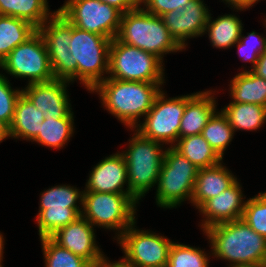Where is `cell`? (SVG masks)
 <instances>
[{
	"instance_id": "42",
	"label": "cell",
	"mask_w": 266,
	"mask_h": 267,
	"mask_svg": "<svg viewBox=\"0 0 266 267\" xmlns=\"http://www.w3.org/2000/svg\"><path fill=\"white\" fill-rule=\"evenodd\" d=\"M4 243H5L4 235L0 231V266L1 267H3V265H2L3 262L2 261H3V258H4L3 257L4 256L3 253H4V249H5L4 248V245H5Z\"/></svg>"
},
{
	"instance_id": "8",
	"label": "cell",
	"mask_w": 266,
	"mask_h": 267,
	"mask_svg": "<svg viewBox=\"0 0 266 267\" xmlns=\"http://www.w3.org/2000/svg\"><path fill=\"white\" fill-rule=\"evenodd\" d=\"M164 63L155 55L117 38L109 47L108 78L122 81L166 83Z\"/></svg>"
},
{
	"instance_id": "24",
	"label": "cell",
	"mask_w": 266,
	"mask_h": 267,
	"mask_svg": "<svg viewBox=\"0 0 266 267\" xmlns=\"http://www.w3.org/2000/svg\"><path fill=\"white\" fill-rule=\"evenodd\" d=\"M228 86L232 102L258 104L266 107V80L251 71H240L230 80Z\"/></svg>"
},
{
	"instance_id": "9",
	"label": "cell",
	"mask_w": 266,
	"mask_h": 267,
	"mask_svg": "<svg viewBox=\"0 0 266 267\" xmlns=\"http://www.w3.org/2000/svg\"><path fill=\"white\" fill-rule=\"evenodd\" d=\"M83 192L73 185L61 184L40 193L39 211L35 218L39 238L50 237L81 216Z\"/></svg>"
},
{
	"instance_id": "13",
	"label": "cell",
	"mask_w": 266,
	"mask_h": 267,
	"mask_svg": "<svg viewBox=\"0 0 266 267\" xmlns=\"http://www.w3.org/2000/svg\"><path fill=\"white\" fill-rule=\"evenodd\" d=\"M57 11L77 28L109 39L117 37L123 14L100 0H65Z\"/></svg>"
},
{
	"instance_id": "18",
	"label": "cell",
	"mask_w": 266,
	"mask_h": 267,
	"mask_svg": "<svg viewBox=\"0 0 266 267\" xmlns=\"http://www.w3.org/2000/svg\"><path fill=\"white\" fill-rule=\"evenodd\" d=\"M82 215L65 227L60 228L50 238L63 248L78 255L92 265L105 253L97 245L96 229Z\"/></svg>"
},
{
	"instance_id": "17",
	"label": "cell",
	"mask_w": 266,
	"mask_h": 267,
	"mask_svg": "<svg viewBox=\"0 0 266 267\" xmlns=\"http://www.w3.org/2000/svg\"><path fill=\"white\" fill-rule=\"evenodd\" d=\"M239 181L241 180H237L231 187L207 200L198 209L199 215H202L199 227L203 232L211 226L242 219L247 200Z\"/></svg>"
},
{
	"instance_id": "36",
	"label": "cell",
	"mask_w": 266,
	"mask_h": 267,
	"mask_svg": "<svg viewBox=\"0 0 266 267\" xmlns=\"http://www.w3.org/2000/svg\"><path fill=\"white\" fill-rule=\"evenodd\" d=\"M190 0H140V5L149 13L162 16L174 10H182Z\"/></svg>"
},
{
	"instance_id": "31",
	"label": "cell",
	"mask_w": 266,
	"mask_h": 267,
	"mask_svg": "<svg viewBox=\"0 0 266 267\" xmlns=\"http://www.w3.org/2000/svg\"><path fill=\"white\" fill-rule=\"evenodd\" d=\"M210 257L211 249L207 254L205 249L175 241L171 245L166 267H209Z\"/></svg>"
},
{
	"instance_id": "26",
	"label": "cell",
	"mask_w": 266,
	"mask_h": 267,
	"mask_svg": "<svg viewBox=\"0 0 266 267\" xmlns=\"http://www.w3.org/2000/svg\"><path fill=\"white\" fill-rule=\"evenodd\" d=\"M234 132L257 131L266 123V107L258 104L230 102L220 109Z\"/></svg>"
},
{
	"instance_id": "37",
	"label": "cell",
	"mask_w": 266,
	"mask_h": 267,
	"mask_svg": "<svg viewBox=\"0 0 266 267\" xmlns=\"http://www.w3.org/2000/svg\"><path fill=\"white\" fill-rule=\"evenodd\" d=\"M103 3L116 7L122 13L137 8L140 5V0H100Z\"/></svg>"
},
{
	"instance_id": "4",
	"label": "cell",
	"mask_w": 266,
	"mask_h": 267,
	"mask_svg": "<svg viewBox=\"0 0 266 267\" xmlns=\"http://www.w3.org/2000/svg\"><path fill=\"white\" fill-rule=\"evenodd\" d=\"M126 150L121 151L127 165L128 188L138 200L157 185L167 146L143 137L135 129ZM166 146V147H165Z\"/></svg>"
},
{
	"instance_id": "39",
	"label": "cell",
	"mask_w": 266,
	"mask_h": 267,
	"mask_svg": "<svg viewBox=\"0 0 266 267\" xmlns=\"http://www.w3.org/2000/svg\"><path fill=\"white\" fill-rule=\"evenodd\" d=\"M251 72L266 80V50L260 54L258 61Z\"/></svg>"
},
{
	"instance_id": "11",
	"label": "cell",
	"mask_w": 266,
	"mask_h": 267,
	"mask_svg": "<svg viewBox=\"0 0 266 267\" xmlns=\"http://www.w3.org/2000/svg\"><path fill=\"white\" fill-rule=\"evenodd\" d=\"M161 90L152 108L135 128L143 137L172 147L179 139L181 119L186 107V95L168 98Z\"/></svg>"
},
{
	"instance_id": "27",
	"label": "cell",
	"mask_w": 266,
	"mask_h": 267,
	"mask_svg": "<svg viewBox=\"0 0 266 267\" xmlns=\"http://www.w3.org/2000/svg\"><path fill=\"white\" fill-rule=\"evenodd\" d=\"M74 112L71 110L64 118L53 119L45 118L41 123L42 127L39 128V134L31 141L36 142L39 145L60 150L68 141L75 132L74 127Z\"/></svg>"
},
{
	"instance_id": "20",
	"label": "cell",
	"mask_w": 266,
	"mask_h": 267,
	"mask_svg": "<svg viewBox=\"0 0 266 267\" xmlns=\"http://www.w3.org/2000/svg\"><path fill=\"white\" fill-rule=\"evenodd\" d=\"M215 91L212 88V90L208 89L186 95V107L181 119L179 138L202 133L208 120L217 110L218 103L216 102Z\"/></svg>"
},
{
	"instance_id": "25",
	"label": "cell",
	"mask_w": 266,
	"mask_h": 267,
	"mask_svg": "<svg viewBox=\"0 0 266 267\" xmlns=\"http://www.w3.org/2000/svg\"><path fill=\"white\" fill-rule=\"evenodd\" d=\"M47 0H0V15L25 20L39 29L56 11Z\"/></svg>"
},
{
	"instance_id": "38",
	"label": "cell",
	"mask_w": 266,
	"mask_h": 267,
	"mask_svg": "<svg viewBox=\"0 0 266 267\" xmlns=\"http://www.w3.org/2000/svg\"><path fill=\"white\" fill-rule=\"evenodd\" d=\"M260 0H222L221 2L228 4V7L230 9H233V11H246V9H250L254 6V4L258 3Z\"/></svg>"
},
{
	"instance_id": "35",
	"label": "cell",
	"mask_w": 266,
	"mask_h": 267,
	"mask_svg": "<svg viewBox=\"0 0 266 267\" xmlns=\"http://www.w3.org/2000/svg\"><path fill=\"white\" fill-rule=\"evenodd\" d=\"M5 73H0V119L8 126L11 125L14 118L15 105L22 94V88H12Z\"/></svg>"
},
{
	"instance_id": "6",
	"label": "cell",
	"mask_w": 266,
	"mask_h": 267,
	"mask_svg": "<svg viewBox=\"0 0 266 267\" xmlns=\"http://www.w3.org/2000/svg\"><path fill=\"white\" fill-rule=\"evenodd\" d=\"M111 40L72 25L69 44L72 63H77V81L88 92L107 78Z\"/></svg>"
},
{
	"instance_id": "3",
	"label": "cell",
	"mask_w": 266,
	"mask_h": 267,
	"mask_svg": "<svg viewBox=\"0 0 266 267\" xmlns=\"http://www.w3.org/2000/svg\"><path fill=\"white\" fill-rule=\"evenodd\" d=\"M116 38L155 55L162 62L166 54L185 51L170 34L163 19L147 12L141 5L122 14Z\"/></svg>"
},
{
	"instance_id": "15",
	"label": "cell",
	"mask_w": 266,
	"mask_h": 267,
	"mask_svg": "<svg viewBox=\"0 0 266 267\" xmlns=\"http://www.w3.org/2000/svg\"><path fill=\"white\" fill-rule=\"evenodd\" d=\"M210 11L204 0H190L182 10L161 16L174 39L186 50L188 40L204 36Z\"/></svg>"
},
{
	"instance_id": "22",
	"label": "cell",
	"mask_w": 266,
	"mask_h": 267,
	"mask_svg": "<svg viewBox=\"0 0 266 267\" xmlns=\"http://www.w3.org/2000/svg\"><path fill=\"white\" fill-rule=\"evenodd\" d=\"M45 115L22 93L15 105L14 118L9 126L10 138L32 141L38 134Z\"/></svg>"
},
{
	"instance_id": "1",
	"label": "cell",
	"mask_w": 266,
	"mask_h": 267,
	"mask_svg": "<svg viewBox=\"0 0 266 267\" xmlns=\"http://www.w3.org/2000/svg\"><path fill=\"white\" fill-rule=\"evenodd\" d=\"M213 258L227 262V267H242L266 262V238L243 219L220 223L206 229Z\"/></svg>"
},
{
	"instance_id": "33",
	"label": "cell",
	"mask_w": 266,
	"mask_h": 267,
	"mask_svg": "<svg viewBox=\"0 0 266 267\" xmlns=\"http://www.w3.org/2000/svg\"><path fill=\"white\" fill-rule=\"evenodd\" d=\"M263 21V26L266 28V18ZM246 34L247 35L244 36V34L241 33L239 41L234 44V46H237L235 48H237L240 60L251 64V67H248L250 69L242 68L241 72L251 71L257 63L260 54L266 50V35L264 37V35L262 36L256 31L247 32Z\"/></svg>"
},
{
	"instance_id": "28",
	"label": "cell",
	"mask_w": 266,
	"mask_h": 267,
	"mask_svg": "<svg viewBox=\"0 0 266 267\" xmlns=\"http://www.w3.org/2000/svg\"><path fill=\"white\" fill-rule=\"evenodd\" d=\"M172 147L198 169L214 166L224 160L201 134L179 138Z\"/></svg>"
},
{
	"instance_id": "32",
	"label": "cell",
	"mask_w": 266,
	"mask_h": 267,
	"mask_svg": "<svg viewBox=\"0 0 266 267\" xmlns=\"http://www.w3.org/2000/svg\"><path fill=\"white\" fill-rule=\"evenodd\" d=\"M45 267H92L84 258L55 243L50 237L40 238Z\"/></svg>"
},
{
	"instance_id": "2",
	"label": "cell",
	"mask_w": 266,
	"mask_h": 267,
	"mask_svg": "<svg viewBox=\"0 0 266 267\" xmlns=\"http://www.w3.org/2000/svg\"><path fill=\"white\" fill-rule=\"evenodd\" d=\"M164 83L122 81L106 78L90 93L98 94L101 105L126 128L135 129L152 108Z\"/></svg>"
},
{
	"instance_id": "29",
	"label": "cell",
	"mask_w": 266,
	"mask_h": 267,
	"mask_svg": "<svg viewBox=\"0 0 266 267\" xmlns=\"http://www.w3.org/2000/svg\"><path fill=\"white\" fill-rule=\"evenodd\" d=\"M37 31L36 27L25 20L0 15V62Z\"/></svg>"
},
{
	"instance_id": "30",
	"label": "cell",
	"mask_w": 266,
	"mask_h": 267,
	"mask_svg": "<svg viewBox=\"0 0 266 267\" xmlns=\"http://www.w3.org/2000/svg\"><path fill=\"white\" fill-rule=\"evenodd\" d=\"M234 130L229 125L226 116L218 109L208 120L201 135L214 151L223 159L224 153L234 139Z\"/></svg>"
},
{
	"instance_id": "19",
	"label": "cell",
	"mask_w": 266,
	"mask_h": 267,
	"mask_svg": "<svg viewBox=\"0 0 266 267\" xmlns=\"http://www.w3.org/2000/svg\"><path fill=\"white\" fill-rule=\"evenodd\" d=\"M86 181L84 192L130 193L123 154L118 151L99 161Z\"/></svg>"
},
{
	"instance_id": "12",
	"label": "cell",
	"mask_w": 266,
	"mask_h": 267,
	"mask_svg": "<svg viewBox=\"0 0 266 267\" xmlns=\"http://www.w3.org/2000/svg\"><path fill=\"white\" fill-rule=\"evenodd\" d=\"M136 221L117 239L122 258L131 267H166L174 241L159 233L138 229Z\"/></svg>"
},
{
	"instance_id": "40",
	"label": "cell",
	"mask_w": 266,
	"mask_h": 267,
	"mask_svg": "<svg viewBox=\"0 0 266 267\" xmlns=\"http://www.w3.org/2000/svg\"><path fill=\"white\" fill-rule=\"evenodd\" d=\"M92 267H131L123 258L119 261L111 262L109 258L104 255L100 260H98Z\"/></svg>"
},
{
	"instance_id": "7",
	"label": "cell",
	"mask_w": 266,
	"mask_h": 267,
	"mask_svg": "<svg viewBox=\"0 0 266 267\" xmlns=\"http://www.w3.org/2000/svg\"><path fill=\"white\" fill-rule=\"evenodd\" d=\"M198 168L173 147H167L160 169L155 201L163 209L191 203Z\"/></svg>"
},
{
	"instance_id": "10",
	"label": "cell",
	"mask_w": 266,
	"mask_h": 267,
	"mask_svg": "<svg viewBox=\"0 0 266 267\" xmlns=\"http://www.w3.org/2000/svg\"><path fill=\"white\" fill-rule=\"evenodd\" d=\"M0 69L14 78H27V84L55 79L47 47L39 31L15 47L0 62Z\"/></svg>"
},
{
	"instance_id": "14",
	"label": "cell",
	"mask_w": 266,
	"mask_h": 267,
	"mask_svg": "<svg viewBox=\"0 0 266 267\" xmlns=\"http://www.w3.org/2000/svg\"><path fill=\"white\" fill-rule=\"evenodd\" d=\"M45 41L55 79L77 81V63H72L69 44L72 24L56 11L38 29Z\"/></svg>"
},
{
	"instance_id": "5",
	"label": "cell",
	"mask_w": 266,
	"mask_h": 267,
	"mask_svg": "<svg viewBox=\"0 0 266 267\" xmlns=\"http://www.w3.org/2000/svg\"><path fill=\"white\" fill-rule=\"evenodd\" d=\"M139 203L131 193L83 192L81 215L95 228L114 231L115 240L138 219Z\"/></svg>"
},
{
	"instance_id": "34",
	"label": "cell",
	"mask_w": 266,
	"mask_h": 267,
	"mask_svg": "<svg viewBox=\"0 0 266 267\" xmlns=\"http://www.w3.org/2000/svg\"><path fill=\"white\" fill-rule=\"evenodd\" d=\"M242 219L266 238V192H259L252 198H247Z\"/></svg>"
},
{
	"instance_id": "43",
	"label": "cell",
	"mask_w": 266,
	"mask_h": 267,
	"mask_svg": "<svg viewBox=\"0 0 266 267\" xmlns=\"http://www.w3.org/2000/svg\"><path fill=\"white\" fill-rule=\"evenodd\" d=\"M242 267H266V262L256 265L242 266Z\"/></svg>"
},
{
	"instance_id": "41",
	"label": "cell",
	"mask_w": 266,
	"mask_h": 267,
	"mask_svg": "<svg viewBox=\"0 0 266 267\" xmlns=\"http://www.w3.org/2000/svg\"><path fill=\"white\" fill-rule=\"evenodd\" d=\"M9 138V126L0 119V143Z\"/></svg>"
},
{
	"instance_id": "16",
	"label": "cell",
	"mask_w": 266,
	"mask_h": 267,
	"mask_svg": "<svg viewBox=\"0 0 266 267\" xmlns=\"http://www.w3.org/2000/svg\"><path fill=\"white\" fill-rule=\"evenodd\" d=\"M70 81L53 79L48 82L25 85L22 93L41 111L45 118H64L71 110V100L67 87Z\"/></svg>"
},
{
	"instance_id": "21",
	"label": "cell",
	"mask_w": 266,
	"mask_h": 267,
	"mask_svg": "<svg viewBox=\"0 0 266 267\" xmlns=\"http://www.w3.org/2000/svg\"><path fill=\"white\" fill-rule=\"evenodd\" d=\"M223 164L225 165L221 161L214 166L198 170L191 200V204L196 210L238 180L237 176Z\"/></svg>"
},
{
	"instance_id": "23",
	"label": "cell",
	"mask_w": 266,
	"mask_h": 267,
	"mask_svg": "<svg viewBox=\"0 0 266 267\" xmlns=\"http://www.w3.org/2000/svg\"><path fill=\"white\" fill-rule=\"evenodd\" d=\"M209 14L207 25L204 29V35H208L211 46L218 49H229L239 41L243 33L242 20L233 14H224L212 19Z\"/></svg>"
}]
</instances>
